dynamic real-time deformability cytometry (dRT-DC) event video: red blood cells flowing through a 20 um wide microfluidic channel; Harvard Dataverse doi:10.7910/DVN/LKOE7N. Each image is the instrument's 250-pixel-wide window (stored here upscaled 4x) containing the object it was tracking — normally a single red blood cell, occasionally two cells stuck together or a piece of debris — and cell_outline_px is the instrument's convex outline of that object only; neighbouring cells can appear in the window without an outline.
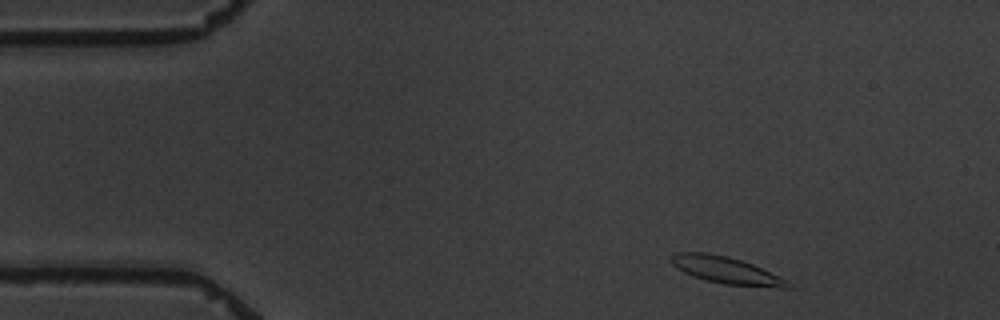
{"species": "common noctule bat (a hibernating species)", "species_latin": "Nyctalus noctula", "temperature_condition": "warm", "stored_images_in_passage": 6, "camera_frame_rate_fps": 3000, "um_per_image_px": 0.085, "animal": {"sex": "male", "body_mass_g": 19.5, "forearm_length_mm": 54.6}, "frame": {"image": 1, "passage_image": 1, "time_ms": 0.0, "image_size_px": [1000, 320], "cell_outline_px": [[792, 288], [780, 288], [724, 284], [704, 280], [692, 276], [676, 268], [668, 260], [676, 252], [704, 252], [728, 256], [752, 264], [788, 280], [792, 284]], "centroid_in_image_um": [61.72, 22.98], "position_along_channel_um": 23.3, "area_um2": 18.44}}
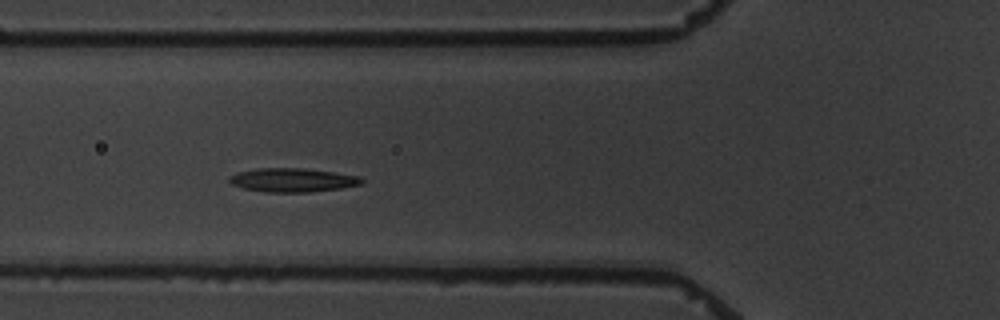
{"frame": {"image": 2, "passage_image": 4, "time_ms": 4.333, "image_size_px": [1000, 320], "cell_outline_px": [[364, 180], [360, 184], [340, 188], [308, 192], [268, 192], [244, 188], [232, 184], [228, 180], [228, 176], [236, 172], [256, 168], [304, 168], [360, 176]], "centroid_in_image_um": [24.82, 15.29], "position_along_channel_um": 101.0, "area_um2": 18.26}}
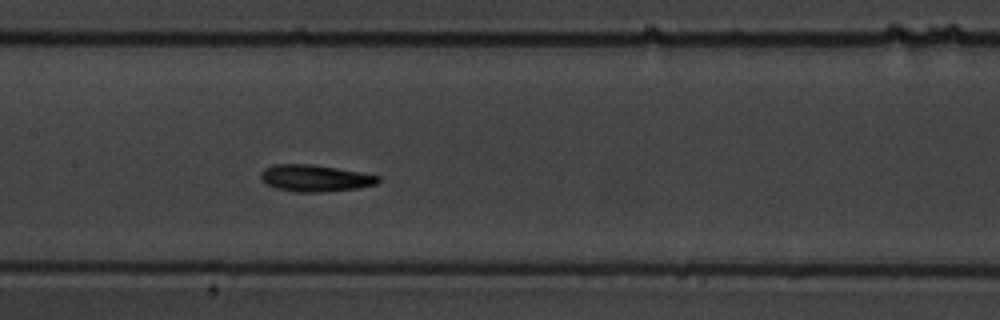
{"frame": {"image": 3, "passage_image": 6, "time_ms": 6.667, "image_size_px": [1000, 320], "cell_outline_px": [[380, 180], [376, 184], [356, 188], [320, 192], [296, 192], [276, 188], [260, 180], [260, 172], [264, 168], [272, 164], [316, 164], [380, 176]], "centroid_in_image_um": [26.73, 15.13], "position_along_channel_um": 180.7, "area_um2": 18.32}}